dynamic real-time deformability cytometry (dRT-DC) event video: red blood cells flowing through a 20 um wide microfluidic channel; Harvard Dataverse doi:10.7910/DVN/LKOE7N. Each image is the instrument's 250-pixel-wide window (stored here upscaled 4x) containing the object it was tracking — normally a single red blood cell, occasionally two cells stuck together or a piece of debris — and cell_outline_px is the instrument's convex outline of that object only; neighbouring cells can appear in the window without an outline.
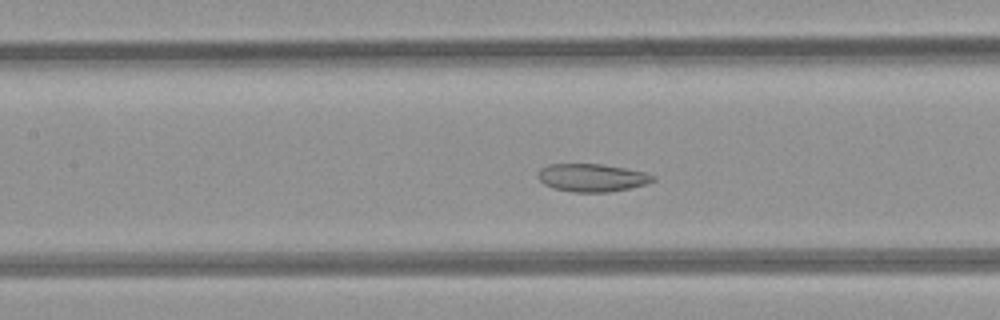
{"species": "common noctule bat (a hibernating species)", "species_latin": "Nyctalus noctula", "temperature_condition": "room temperature", "stored_images_in_passage": 50, "camera_frame_rate_fps": 3000, "um_per_image_px": 0.085, "animal": {"sex": "female", "body_mass_g": 21.9}, "frame": {"image": 1, "passage_image": 22, "time_ms": 7.0, "image_size_px": [1000, 320], "cell_outline_px": [[656, 180], [648, 184], [608, 192], [576, 192], [552, 188], [544, 184], [536, 176], [540, 168], [548, 164], [600, 164], [624, 168], [644, 172], [656, 176]], "centroid_in_image_um": [50.31, 15.1], "position_along_channel_um": 157.1, "area_um2": 18.73}}
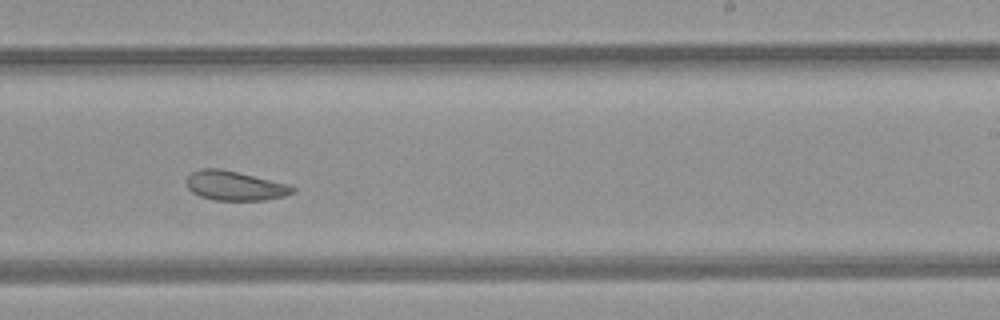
{"frame": {"image": 2, "passage_image": 30, "time_ms": 9.667, "image_size_px": [1000, 320], "cell_outline_px": [[296, 192], [284, 196], [264, 200], [212, 200], [200, 196], [192, 192], [188, 188], [188, 176], [192, 172], [200, 168], [220, 168], [292, 184], [296, 188]], "centroid_in_image_um": [20.02, 15.78], "position_along_channel_um": 269.0, "area_um2": 18.38}}
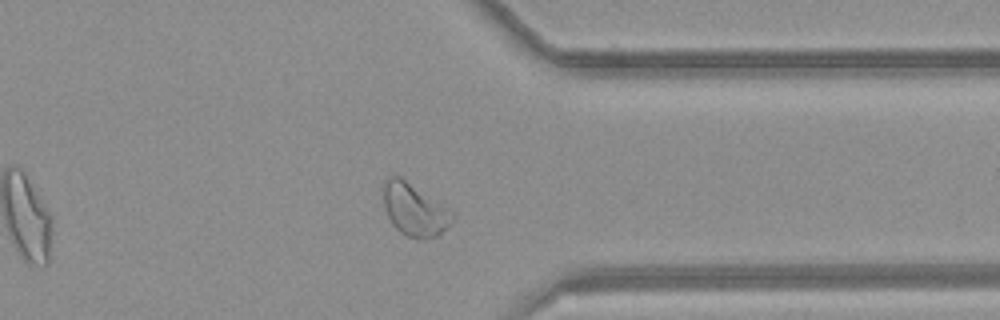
{"frame": {"image": 3, "passage_image": 38, "time_ms": 12.333, "image_size_px": [1000, 320], "cell_outline_px": [[456, 216], [436, 236], [424, 240], [420, 240], [408, 236], [400, 232], [392, 224], [384, 208], [380, 184], [388, 176], [400, 176], [456, 212]], "centroid_in_image_um": [35.19, 17.78], "position_along_channel_um": 376.2, "area_um2": 21.56}, "authors_computed_cell_mechanics": {"area_um2": 24.1893, "velocity_mm_per_s": 4.2172, "shape_relaxation_time_tau1_ms": null, "shape_relaxation_time_tau2_ms": 2.1013, "deformation_change_tau1": null, "deformation_change_tau2": 0.0777}}